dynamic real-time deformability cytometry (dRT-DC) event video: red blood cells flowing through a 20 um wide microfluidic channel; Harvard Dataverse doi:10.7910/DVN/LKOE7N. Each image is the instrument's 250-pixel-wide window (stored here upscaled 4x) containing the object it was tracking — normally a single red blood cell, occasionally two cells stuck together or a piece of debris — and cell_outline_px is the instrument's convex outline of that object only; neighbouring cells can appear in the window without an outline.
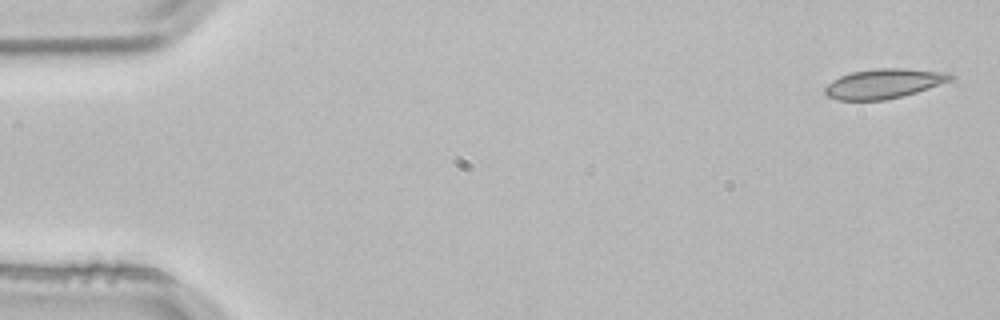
{"species": "common noctule bat (a hibernating species)", "species_latin": "Nyctalus noctula", "temperature_condition": "room temperature", "stored_images_in_passage": 3, "camera_frame_rate_fps": 3000, "um_per_image_px": 0.085, "animal": {"sex": "male", "body_mass_g": 21.5, "forearm_length_mm": 52.0}, "frame": {"image": 1, "passage_image": 1, "time_ms": 0.0, "image_size_px": [1000, 320], "cell_outline_px": [[956, 76], [952, 80], [916, 92], [884, 100], [840, 100], [828, 96], [824, 92], [824, 88], [832, 80], [840, 76], [852, 72], [880, 68], [904, 68], [952, 72]], "centroid_in_image_um": [75.17, 7.09], "position_along_channel_um": 9.8, "area_um2": 21.68}}
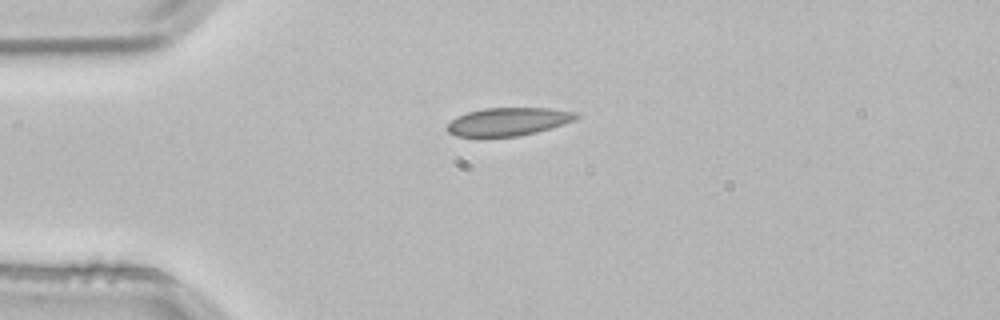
{"frame": {"image": 2, "passage_image": 3, "time_ms": 0.667, "image_size_px": [1000, 320], "cell_outline_px": [[580, 116], [576, 120], [552, 128], [536, 132], [516, 136], [484, 140], [456, 136], [448, 132], [444, 128], [456, 116], [468, 112], [484, 108], [548, 108], [580, 112]], "centroid_in_image_um": [43.16, 10.38], "position_along_channel_um": 41.8, "area_um2": 22.08}}